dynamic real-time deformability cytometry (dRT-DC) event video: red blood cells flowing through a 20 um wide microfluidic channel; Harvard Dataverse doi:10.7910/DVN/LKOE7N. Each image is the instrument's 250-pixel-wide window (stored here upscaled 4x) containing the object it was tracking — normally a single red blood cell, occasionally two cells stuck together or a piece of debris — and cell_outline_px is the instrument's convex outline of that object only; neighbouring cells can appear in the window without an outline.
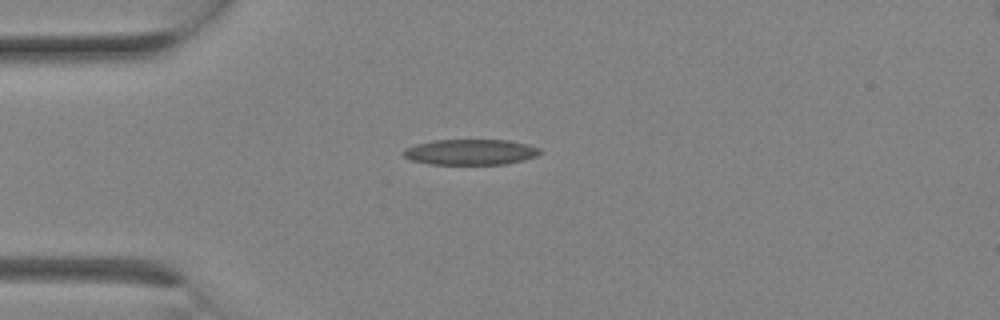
{"species": "Egyptian fruit bat (a non-hibernating species)", "species_latin": "Rousettus aegyptiacus", "temperature_condition": "room temperature", "stored_images_in_passage": 1, "camera_frame_rate_fps": 3000, "um_per_image_px": 0.085, "animal": {"sex": "female"}, "frame": {"image": 1, "passage_image": 1, "time_ms": 0.0, "image_size_px": [1000, 320], "cell_outline_px": [[544, 152], [536, 156], [524, 160], [504, 164], [428, 164], [412, 160], [404, 156], [400, 152], [404, 148], [416, 144], [432, 140], [508, 140], [528, 144], [540, 148]], "centroid_in_image_um": [39.99, 12.92], "position_along_channel_um": 45.0, "area_um2": 20.58}}